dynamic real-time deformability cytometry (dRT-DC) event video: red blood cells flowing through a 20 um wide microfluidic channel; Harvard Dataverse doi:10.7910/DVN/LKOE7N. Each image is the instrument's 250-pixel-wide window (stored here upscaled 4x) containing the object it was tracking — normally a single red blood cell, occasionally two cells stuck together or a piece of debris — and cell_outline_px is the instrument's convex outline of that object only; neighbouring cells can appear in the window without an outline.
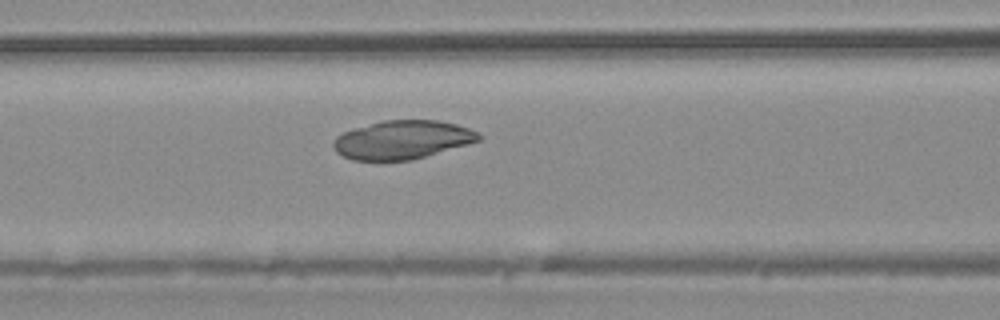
{"species": "common noctule bat (a hibernating species)", "species_latin": "Nyctalus noctula", "temperature_condition": "warm", "stored_images_in_passage": 4, "camera_frame_rate_fps": 3000, "um_per_image_px": 0.085, "animal": {"sex": "male", "body_mass_g": 20.4}, "frame": {"image": 1, "passage_image": 3, "time_ms": 2.333, "image_size_px": [1000, 320], "cell_outline_px": [[484, 136], [480, 140], [468, 144], [412, 160], [352, 160], [336, 152], [332, 144], [336, 136], [344, 132], [356, 128], [384, 120], [440, 120], [456, 124], [480, 132]], "centroid_in_image_um": [34.24, 11.88], "position_along_channel_um": 132.4, "area_um2": 32.6}}